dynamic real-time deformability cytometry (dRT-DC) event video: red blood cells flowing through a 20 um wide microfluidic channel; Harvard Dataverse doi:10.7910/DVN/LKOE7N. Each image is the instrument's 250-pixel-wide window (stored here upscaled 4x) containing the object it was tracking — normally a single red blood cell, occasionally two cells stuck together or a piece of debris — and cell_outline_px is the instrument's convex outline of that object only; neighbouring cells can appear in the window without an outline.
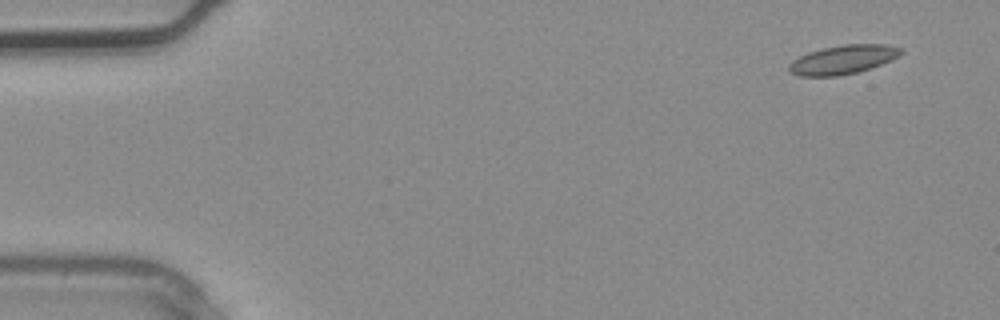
{"species": "common noctule bat (a hibernating species)", "species_latin": "Nyctalus noctula", "temperature_condition": "warm", "stored_images_in_passage": 4, "camera_frame_rate_fps": 3000, "um_per_image_px": 0.085, "animal": {"sex": "male", "body_mass_g": 20.4}, "frame": {"image": 1, "passage_image": 1, "time_ms": 0.0, "image_size_px": [1000, 320], "cell_outline_px": [[904, 52], [892, 60], [872, 68], [840, 76], [800, 76], [788, 72], [788, 64], [792, 60], [808, 52], [824, 48], [844, 44], [888, 44], [900, 48]], "centroid_in_image_um": [71.65, 5.07], "position_along_channel_um": 13.4, "area_um2": 19.02}}
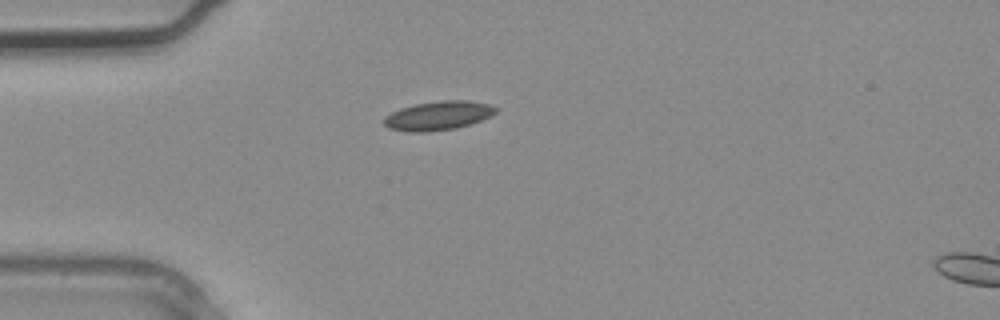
{"frame": {"image": 2, "passage_image": 3, "time_ms": 0.667, "image_size_px": [1000, 320], "cell_outline_px": [[500, 108], [492, 116], [456, 128], [428, 132], [412, 132], [388, 128], [384, 124], [384, 116], [400, 108], [416, 104], [440, 100], [468, 100], [492, 104]], "centroid_in_image_um": [37.28, 9.82], "position_along_channel_um": 47.7, "area_um2": 19.02}}